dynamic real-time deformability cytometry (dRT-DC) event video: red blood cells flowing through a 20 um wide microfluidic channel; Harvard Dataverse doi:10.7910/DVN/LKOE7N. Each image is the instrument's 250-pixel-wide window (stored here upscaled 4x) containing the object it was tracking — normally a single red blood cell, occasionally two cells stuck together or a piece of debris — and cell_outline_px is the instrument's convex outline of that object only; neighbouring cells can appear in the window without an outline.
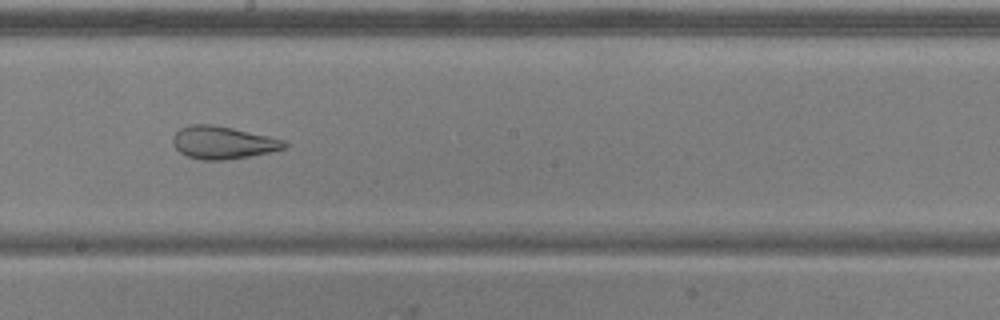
{"species": "common noctule bat (a hibernating species)", "species_latin": "Nyctalus noctula", "temperature_condition": "warm", "stored_images_in_passage": 39, "camera_frame_rate_fps": 3000, "um_per_image_px": 0.085, "animal": {"sex": "male", "body_mass_g": 20.5, "forearm_length_mm": 52.5}, "frame": {"image": 1, "passage_image": 17, "time_ms": 5.333, "image_size_px": [1000, 320], "cell_outline_px": [[288, 144], [284, 148], [268, 152], [248, 156], [224, 160], [204, 160], [188, 156], [180, 152], [172, 144], [172, 136], [180, 128], [188, 124], [212, 124], [232, 128], [288, 140]], "centroid_in_image_um": [18.93, 12.1], "position_along_channel_um": 229.3, "area_um2": 21.21}}
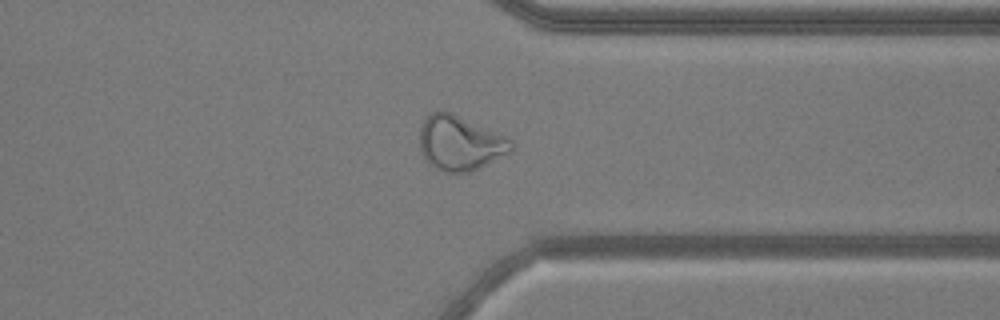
{"frame": {"image": 2, "passage_image": 28, "time_ms": 9.0, "image_size_px": [1000, 320], "cell_outline_px": [[516, 148], [512, 152], [480, 168], [468, 172], [444, 172], [428, 164], [424, 160], [420, 148], [420, 128], [428, 112], [440, 108], [452, 112], [512, 140]], "centroid_in_image_um": [39.08, 12.15], "position_along_channel_um": 372.3, "area_um2": 29.65}, "authors_computed_cell_mechanics": {"area_um2": 26.0678, "velocity_mm_per_s": 3.9565, "shape_relaxation_time_tau1_ms": null, "shape_relaxation_time_tau2_ms": 1.7137, "deformation_change_tau1": null, "deformation_change_tau2": 0.1032}}